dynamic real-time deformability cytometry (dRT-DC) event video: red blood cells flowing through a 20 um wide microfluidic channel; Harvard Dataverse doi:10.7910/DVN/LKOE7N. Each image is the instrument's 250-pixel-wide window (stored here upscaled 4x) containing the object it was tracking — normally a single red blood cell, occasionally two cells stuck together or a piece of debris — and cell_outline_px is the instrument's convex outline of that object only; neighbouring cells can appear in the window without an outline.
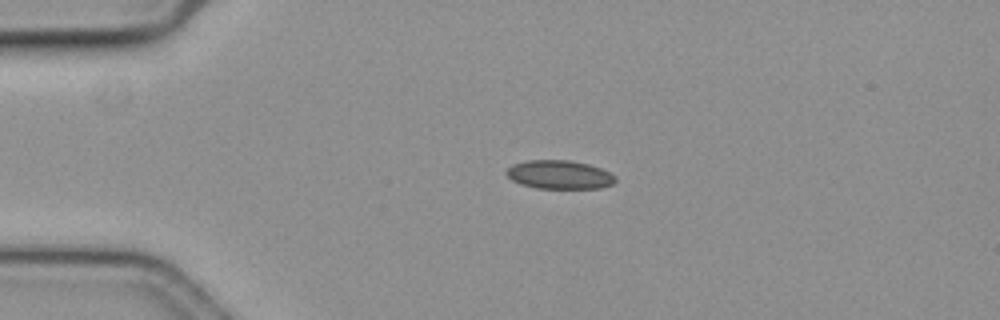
{"species": "common noctule bat (a hibernating species)", "species_latin": "Nyctalus noctula", "temperature_condition": "cold", "stored_images_in_passage": 37, "camera_frame_rate_fps": 3000, "um_per_image_px": 0.085, "animal": {"sex": "female", "body_mass_g": 19.3, "forearm_length_mm": 54.1}, "frame": {"image": 1, "passage_image": 1, "time_ms": 0.0, "image_size_px": [1000, 320], "cell_outline_px": [[616, 180], [612, 184], [600, 188], [536, 188], [520, 184], [512, 180], [504, 172], [512, 164], [528, 160], [568, 160], [588, 164], [600, 168], [616, 176]], "centroid_in_image_um": [47.53, 14.84], "position_along_channel_um": 37.5, "area_um2": 18.15}}
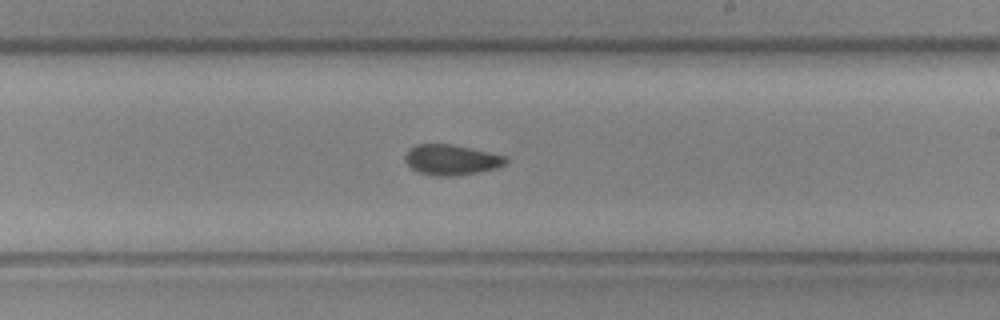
{"frame": {"image": 2, "passage_image": 22, "time_ms": 7.0, "image_size_px": [1000, 320], "cell_outline_px": [[508, 160], [504, 164], [496, 168], [456, 176], [432, 176], [416, 172], [404, 160], [404, 156], [408, 148], [416, 144], [452, 144], [488, 152], [504, 156]], "centroid_in_image_um": [38.29, 13.58], "position_along_channel_um": 250.7, "area_um2": 17.86}}
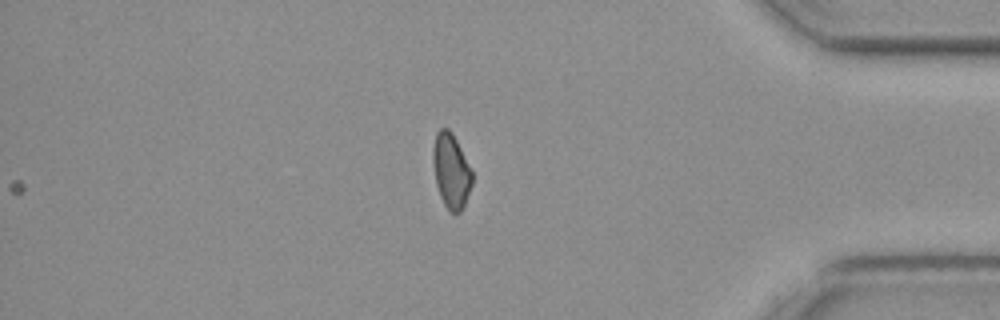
{"frame": {"image": 3, "passage_image": 37, "time_ms": 12.0, "image_size_px": [1000, 320], "cell_outline_px": [[472, 184], [464, 208], [460, 212], [452, 212], [444, 204], [440, 196], [436, 184], [432, 160], [432, 148], [436, 132], [440, 128], [448, 128], [452, 132], [472, 172]], "centroid_in_image_um": [38.33, 14.52], "position_along_channel_um": 396.9, "area_um2": 16.99}, "authors_computed_cell_mechanics": {"area_um2": 17.8602, "velocity_mm_per_s": 3.5755, "shape_relaxation_time_tau1_ms": null, "shape_relaxation_time_tau2_ms": 9.9291, "deformation_change_tau1": null, "deformation_change_tau2": 0.1357}}